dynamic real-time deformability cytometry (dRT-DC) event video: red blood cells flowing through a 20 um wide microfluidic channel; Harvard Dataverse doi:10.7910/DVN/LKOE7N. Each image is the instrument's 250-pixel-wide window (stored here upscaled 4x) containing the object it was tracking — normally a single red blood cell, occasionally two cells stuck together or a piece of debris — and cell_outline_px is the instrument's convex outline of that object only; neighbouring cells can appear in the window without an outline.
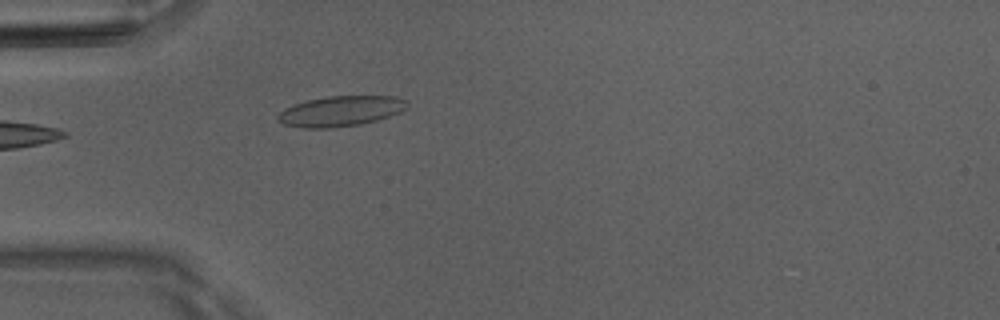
{"species": "Egyptian fruit bat (a non-hibernating species)", "species_latin": "Rousettus aegyptiacus", "temperature_condition": "room temperature", "stored_images_in_passage": 23, "camera_frame_rate_fps": 3000, "um_per_image_px": 0.085, "animal": {"sex": "male"}, "frame": {"image": 1, "passage_image": 1, "time_ms": 0.0, "image_size_px": [1000, 320], "cell_outline_px": [[408, 108], [400, 112], [376, 120], [360, 124], [328, 128], [304, 128], [284, 124], [276, 116], [284, 108], [308, 100], [328, 96], [396, 96], [408, 100]], "centroid_in_image_um": [29.0, 9.43], "position_along_channel_um": 56.0, "area_um2": 22.72}}